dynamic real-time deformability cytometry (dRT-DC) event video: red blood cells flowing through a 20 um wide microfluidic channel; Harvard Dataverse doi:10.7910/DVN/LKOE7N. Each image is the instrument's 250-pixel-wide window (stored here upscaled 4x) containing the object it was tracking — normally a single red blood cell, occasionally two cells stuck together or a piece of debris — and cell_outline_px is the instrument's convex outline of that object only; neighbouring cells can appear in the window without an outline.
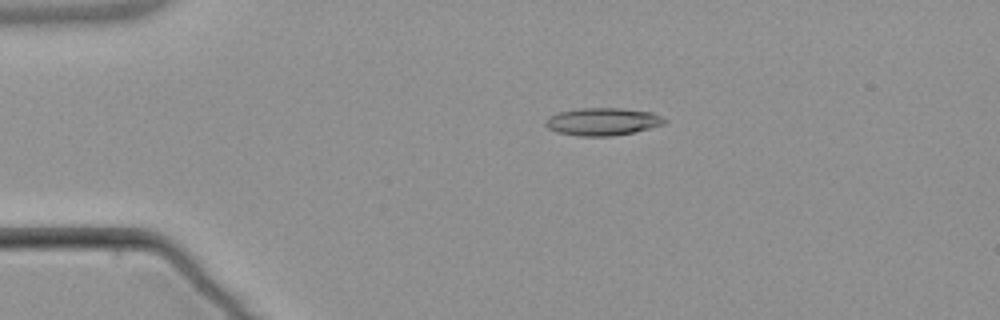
{"species": "common noctule bat (a hibernating species)", "species_latin": "Nyctalus noctula", "temperature_condition": "warm", "stored_images_in_passage": 6, "camera_frame_rate_fps": 3000, "um_per_image_px": 0.085, "animal": {"sex": "male", "body_mass_g": 21.5, "forearm_length_mm": 52.0}, "frame": {"image": 1, "passage_image": 4, "time_ms": 3.667, "image_size_px": [1000, 320], "cell_outline_px": [[668, 120], [664, 124], [632, 132], [612, 136], [580, 136], [556, 132], [548, 128], [544, 124], [544, 120], [548, 116], [560, 112], [580, 108], [620, 108], [652, 112]], "centroid_in_image_um": [51.18, 10.33], "position_along_channel_um": 33.8, "area_um2": 19.07}}
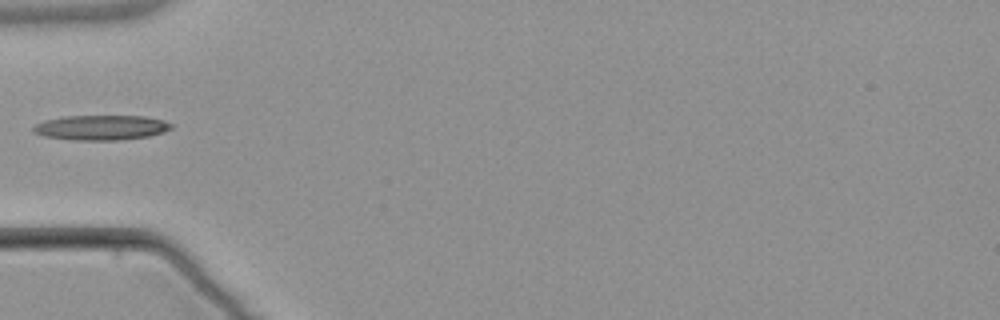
{"frame": {"image": 2, "passage_image": 6, "time_ms": 6.0, "image_size_px": [1000, 320], "cell_outline_px": [[172, 128], [148, 136], [120, 140], [72, 140], [44, 136], [32, 132], [32, 128], [36, 124], [44, 120], [64, 116], [144, 116], [164, 120], [172, 124]], "centroid_in_image_um": [8.55, 10.84], "position_along_channel_um": 76.4, "area_um2": 20.0}}